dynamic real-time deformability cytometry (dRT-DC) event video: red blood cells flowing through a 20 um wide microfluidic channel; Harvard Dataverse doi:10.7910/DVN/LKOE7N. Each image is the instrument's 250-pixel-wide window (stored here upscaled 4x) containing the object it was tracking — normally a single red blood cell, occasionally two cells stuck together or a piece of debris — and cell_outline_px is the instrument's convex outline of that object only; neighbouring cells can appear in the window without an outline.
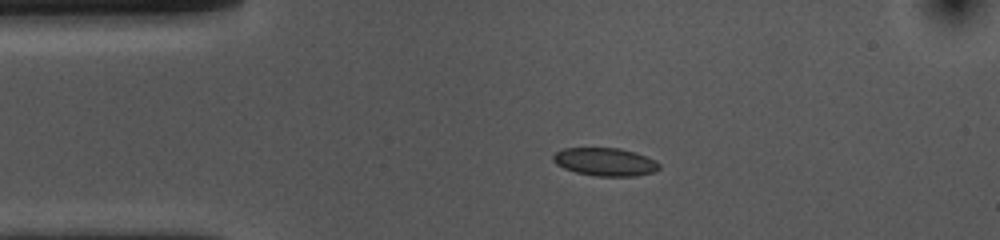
{"species": "common noctule bat (a hibernating species)", "species_latin": "Nyctalus noctula", "temperature_condition": "cold", "stored_images_in_passage": 45, "camera_frame_rate_fps": 3000, "um_per_image_px": 0.085, "animal": {"sex": "female", "body_mass_g": 10.0, "forearm_length_mm": 53.1}, "frame": {"image": 1, "passage_image": 1, "time_ms": 0.0, "image_size_px": [1000, 240], "cell_outline_px": [[660, 168], [656, 172], [636, 176], [596, 176], [576, 172], [564, 168], [556, 164], [552, 160], [552, 156], [556, 152], [564, 148], [620, 148], [636, 152], [656, 160], [660, 164]], "centroid_in_image_um": [51.47, 13.76], "position_along_channel_um": 33.5, "area_um2": 17.51}}
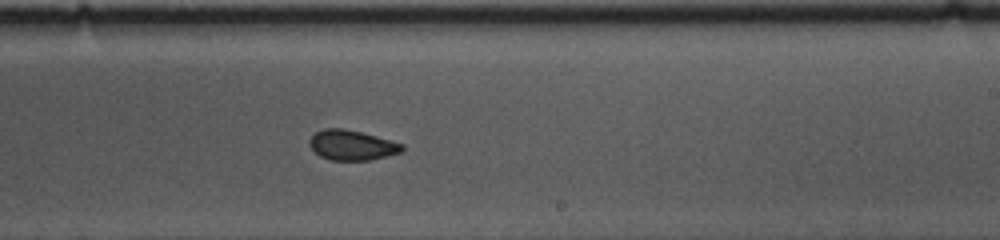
{"frame": {"image": 2, "passage_image": 22, "time_ms": 7.0, "image_size_px": [1000, 240], "cell_outline_px": [[404, 148], [400, 152], [368, 160], [332, 160], [320, 156], [308, 144], [308, 140], [316, 132], [324, 128], [344, 128], [376, 136], [404, 144]], "centroid_in_image_um": [29.88, 12.33], "position_along_channel_um": 259.1, "area_um2": 16.01}}
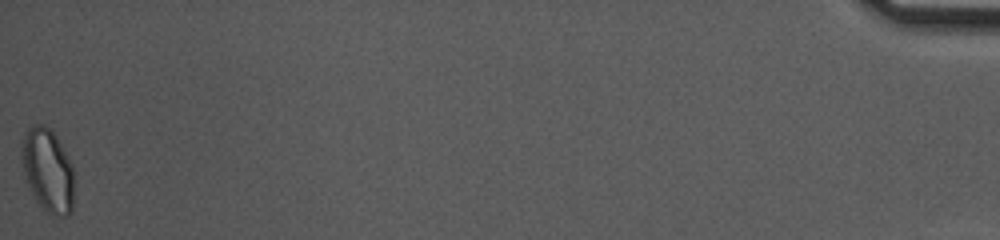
{"frame": {"image": 3, "passage_image": 45, "time_ms": 14.667, "image_size_px": [1000, 240], "cell_outline_px": [[72, 212], [64, 216], [52, 216], [44, 212], [32, 192], [28, 184], [24, 172], [20, 156], [20, 144], [24, 132], [32, 124], [44, 124], [56, 136], [68, 156], [72, 164]], "centroid_in_image_um": [4.02, 14.45], "position_along_channel_um": 431.2, "area_um2": 25.61}, "authors_computed_cell_mechanics": {"area_um2": 17.051, "velocity_mm_per_s": 3.6181, "shape_relaxation_time_tau1_ms": 9.6292, "shape_relaxation_time_tau2_ms": 2.8137, "deformation_change_tau1": 0.1291, "deformation_change_tau2": 0.0272}}